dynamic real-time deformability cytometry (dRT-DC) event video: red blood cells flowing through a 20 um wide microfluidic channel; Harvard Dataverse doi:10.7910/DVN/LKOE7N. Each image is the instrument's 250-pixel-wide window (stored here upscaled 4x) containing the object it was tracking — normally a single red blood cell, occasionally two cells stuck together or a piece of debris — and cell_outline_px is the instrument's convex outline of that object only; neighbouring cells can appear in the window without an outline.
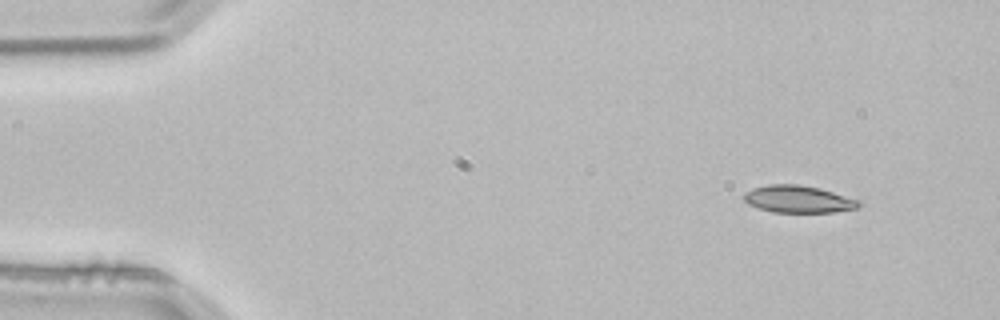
{"species": "common noctule bat (a hibernating species)", "species_latin": "Nyctalus noctula", "temperature_condition": "room temperature", "stored_images_in_passage": 3, "camera_frame_rate_fps": 3000, "um_per_image_px": 0.085, "animal": {"sex": "male", "body_mass_g": 21.5, "forearm_length_mm": 52.0}, "frame": {"image": 1, "passage_image": 1, "time_ms": 0.0, "image_size_px": [1000, 320], "cell_outline_px": [[864, 204], [856, 208], [832, 212], [772, 212], [748, 204], [744, 200], [744, 192], [752, 188], [768, 184], [800, 184], [820, 188], [860, 200]], "centroid_in_image_um": [67.86, 16.92], "position_along_channel_um": 17.1, "area_um2": 18.32}}
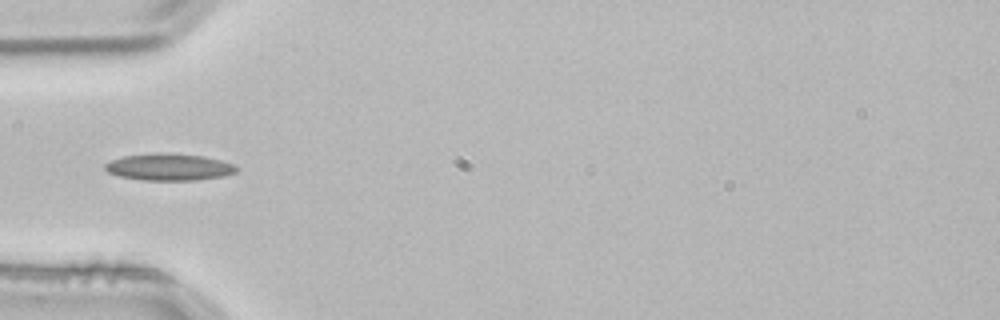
{"frame": {"image": 2, "passage_image": 3, "time_ms": 0.667, "image_size_px": [1000, 320], "cell_outline_px": [[236, 172], [224, 176], [196, 180], [144, 180], [120, 176], [108, 172], [104, 168], [104, 164], [112, 160], [124, 156], [156, 152], [168, 152], [204, 156], [220, 160], [232, 164], [236, 168]], "centroid_in_image_um": [14.35, 14.18], "position_along_channel_um": 70.6, "area_um2": 20.58}}